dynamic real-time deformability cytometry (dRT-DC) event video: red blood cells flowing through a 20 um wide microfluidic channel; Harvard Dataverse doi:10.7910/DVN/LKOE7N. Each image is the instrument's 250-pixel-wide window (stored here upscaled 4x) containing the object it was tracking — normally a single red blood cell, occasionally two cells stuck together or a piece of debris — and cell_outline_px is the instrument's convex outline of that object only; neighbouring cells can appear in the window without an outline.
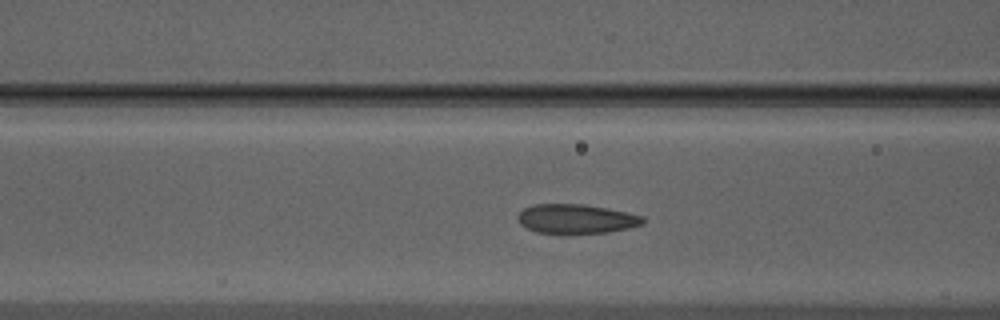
{"species": "Egyptian fruit bat (a non-hibernating species)", "species_latin": "Rousettus aegyptiacus", "temperature_condition": "warm", "stored_images_in_passage": 40, "camera_frame_rate_fps": 3000, "um_per_image_px": 0.085, "animal": {"sex": "male"}, "frame": {"image": 1, "passage_image": 13, "time_ms": 4.0, "image_size_px": [1000, 320], "cell_outline_px": [[644, 224], [628, 228], [608, 232], [536, 232], [520, 224], [516, 216], [524, 208], [536, 204], [584, 204], [644, 216]], "centroid_in_image_um": [48.97, 18.59], "position_along_channel_um": 117.6, "area_um2": 20.87}}
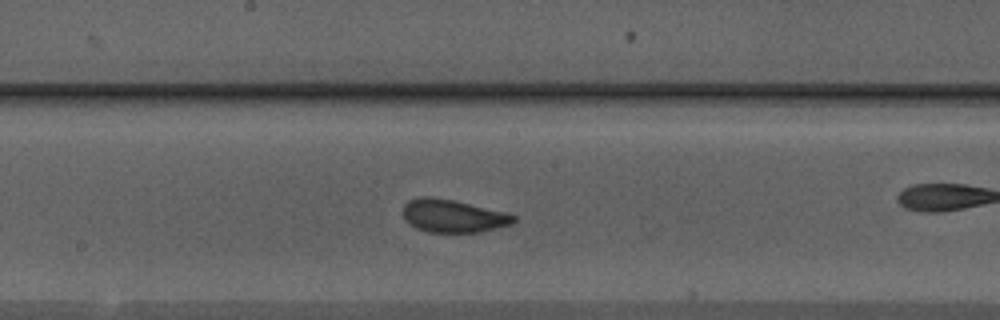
{"frame": {"image": 2, "passage_image": 20, "time_ms": 6.333, "image_size_px": [1000, 320], "cell_outline_px": [[516, 220], [512, 224], [480, 232], [428, 232], [416, 228], [404, 220], [404, 204], [408, 200], [420, 196], [432, 196], [452, 200], [508, 212], [516, 216]], "centroid_in_image_um": [38.51, 18.35], "position_along_channel_um": 209.7, "area_um2": 21.33}}
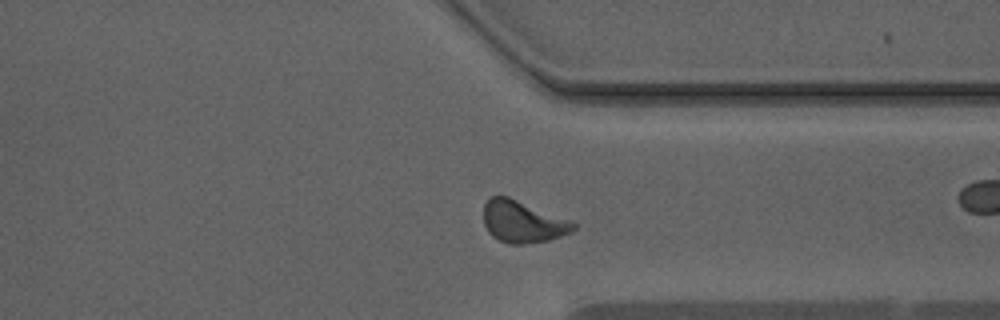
{"frame": {"image": 3, "passage_image": 32, "time_ms": 10.333, "image_size_px": [1000, 320], "cell_outline_px": [[576, 228], [572, 232], [548, 240], [524, 244], [508, 244], [492, 236], [488, 232], [484, 224], [484, 204], [492, 196], [508, 196], [572, 220], [576, 224]], "centroid_in_image_um": [44.45, 18.84], "position_along_channel_um": 367.0, "area_um2": 22.02}, "authors_computed_cell_mechanics": {"area_um2": 20.9814, "velocity_mm_per_s": 3.9387, "shape_relaxation_time_tau1_ms": 5.2769, "shape_relaxation_time_tau2_ms": 0.8423, "deformation_change_tau1": 0.1267, "deformation_change_tau2": 0.0675}}